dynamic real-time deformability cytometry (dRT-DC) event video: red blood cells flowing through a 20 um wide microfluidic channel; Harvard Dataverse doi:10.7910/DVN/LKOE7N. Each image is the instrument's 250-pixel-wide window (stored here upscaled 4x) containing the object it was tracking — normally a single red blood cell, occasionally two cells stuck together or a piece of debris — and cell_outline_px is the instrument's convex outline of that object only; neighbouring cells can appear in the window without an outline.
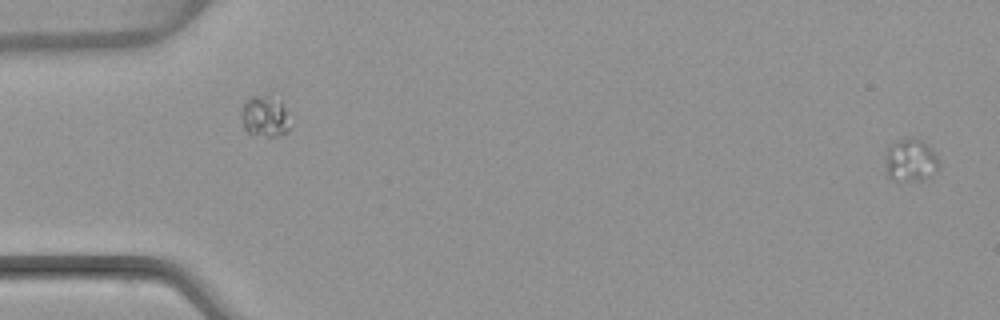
{"species": "common noctule bat (a hibernating species)", "species_latin": "Nyctalus noctula", "temperature_condition": "warm", "stored_images_in_passage": 2, "segment_of_instrument_passage": [2, 2], "camera_frame_rate_fps": 3000, "um_per_image_px": 0.085, "animal": {"sex": "female", "body_mass_g": 22.7, "forearm_length_mm": 54.2}, "frame": {"image": 1, "passage_image": 2, "time_ms": 2.0, "image_size_px": [1000, 320], "cell_outline_px": [[940, 160], [932, 176], [920, 180], [892, 180], [888, 176], [888, 144], [896, 140], [908, 136], [912, 136], [920, 140], [932, 148]], "centroid_in_image_um": [77.44, 13.58], "position_along_channel_um": 7.6, "area_um2": 13.24}}